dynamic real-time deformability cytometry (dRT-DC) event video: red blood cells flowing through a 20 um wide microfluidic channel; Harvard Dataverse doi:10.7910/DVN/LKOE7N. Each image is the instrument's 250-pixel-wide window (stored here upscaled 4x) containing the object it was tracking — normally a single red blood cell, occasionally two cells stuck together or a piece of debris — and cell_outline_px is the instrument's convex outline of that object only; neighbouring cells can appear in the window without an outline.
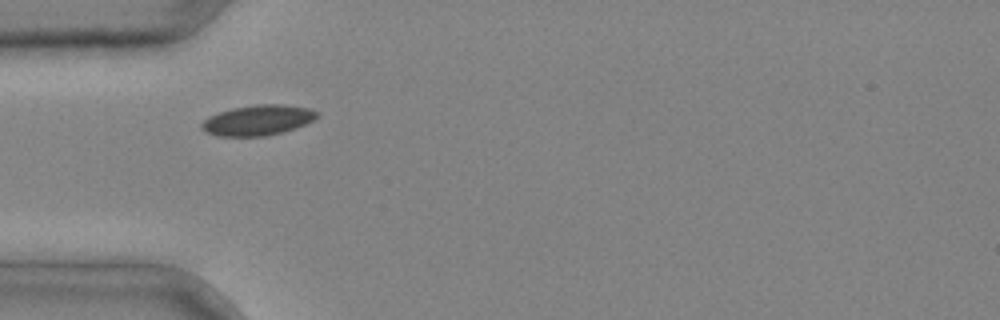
{"species": "common noctule bat (a hibernating species)", "species_latin": "Nyctalus noctula", "temperature_condition": "cold", "stored_images_in_passage": 1, "camera_frame_rate_fps": 3000, "um_per_image_px": 0.085, "animal": {"sex": "male", "body_mass_g": 20.4}, "frame": {"image": 1, "passage_image": 1, "time_ms": 0.0, "image_size_px": [1000, 320], "cell_outline_px": [[320, 112], [312, 120], [296, 128], [264, 136], [216, 136], [204, 132], [200, 128], [200, 124], [208, 116], [232, 108], [256, 104], [284, 104], [308, 108]], "centroid_in_image_um": [21.86, 10.21], "position_along_channel_um": 63.1, "area_um2": 20.4}}